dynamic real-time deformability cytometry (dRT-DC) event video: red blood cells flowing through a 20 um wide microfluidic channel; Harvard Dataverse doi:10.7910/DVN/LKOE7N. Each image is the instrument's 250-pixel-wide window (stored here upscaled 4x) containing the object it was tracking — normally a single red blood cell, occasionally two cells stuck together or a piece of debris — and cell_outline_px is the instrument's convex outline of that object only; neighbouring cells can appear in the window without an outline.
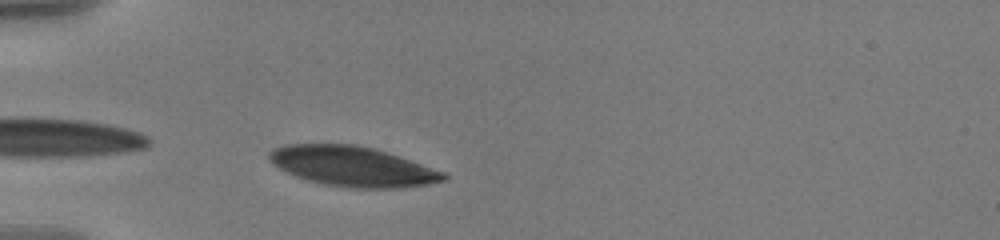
{"species": "human", "species_latin": "Homo sapiens", "temperature_condition": "warm", "stored_images_in_passage": 4, "camera_frame_rate_fps": 3000, "um_per_image_px": 0.085, "donor": {"sex": "male"}, "frame": {"image": 1, "passage_image": 4, "time_ms": 2.333, "image_size_px": [1000, 240], "cell_outline_px": [[448, 180], [428, 184], [400, 188], [348, 188], [324, 184], [308, 180], [296, 176], [272, 164], [268, 156], [268, 152], [284, 144], [356, 144], [372, 148], [444, 172], [448, 176]], "centroid_in_image_um": [29.94, 14.15], "position_along_channel_um": 55.1, "area_um2": 40.23}}